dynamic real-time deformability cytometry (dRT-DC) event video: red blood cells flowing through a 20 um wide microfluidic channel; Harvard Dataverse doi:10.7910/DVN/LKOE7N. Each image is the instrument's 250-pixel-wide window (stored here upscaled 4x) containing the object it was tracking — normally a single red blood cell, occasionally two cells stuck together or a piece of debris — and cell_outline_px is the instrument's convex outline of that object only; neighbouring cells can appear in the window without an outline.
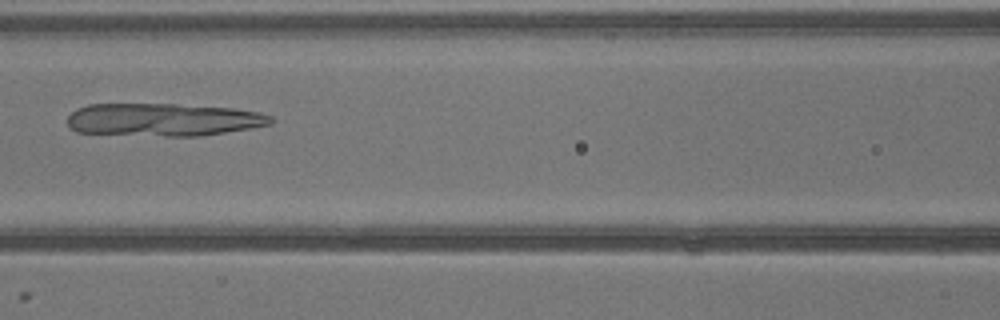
{"species": "common noctule bat (a hibernating species)", "species_latin": "Nyctalus noctula", "temperature_condition": "warm", "stored_images_in_passage": 6, "camera_frame_rate_fps": 3000, "um_per_image_px": 0.085, "animal": {"sex": "male", "body_mass_g": 13.3}, "frame": {"image": 1, "passage_image": 6, "time_ms": 1.667, "image_size_px": [1000, 320], "cell_outline_px": [[276, 120], [272, 124], [252, 128], [200, 136], [164, 136], [76, 132], [68, 124], [68, 116], [76, 108], [88, 104], [176, 104], [232, 108], [260, 112], [272, 116]], "centroid_in_image_um": [13.92, 10.17], "position_along_channel_um": 152.7, "area_um2": 39.07}}